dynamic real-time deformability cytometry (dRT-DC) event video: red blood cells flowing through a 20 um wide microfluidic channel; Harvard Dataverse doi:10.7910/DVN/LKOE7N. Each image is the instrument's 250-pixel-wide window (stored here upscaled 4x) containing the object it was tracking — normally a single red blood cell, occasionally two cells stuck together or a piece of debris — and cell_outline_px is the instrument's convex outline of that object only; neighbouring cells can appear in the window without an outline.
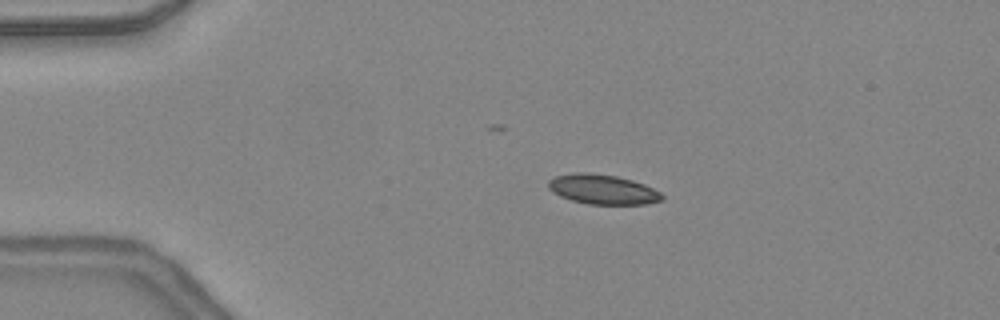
{"species": "common noctule bat (a hibernating species)", "species_latin": "Nyctalus noctula", "temperature_condition": "warm", "stored_images_in_passage": 29, "camera_frame_rate_fps": 3000, "um_per_image_px": 0.085, "animal": {"sex": "female", "body_mass_g": 24.6, "forearm_length_mm": 56.2}, "frame": {"image": 1, "passage_image": 1, "time_ms": 0.0, "image_size_px": [1000, 320], "cell_outline_px": [[664, 200], [644, 204], [588, 204], [572, 200], [560, 196], [552, 192], [548, 188], [548, 180], [556, 176], [576, 172], [588, 172], [616, 176], [632, 180], [644, 184], [660, 192], [664, 196]], "centroid_in_image_um": [51.22, 16.09], "position_along_channel_um": 33.8, "area_um2": 19.71}}
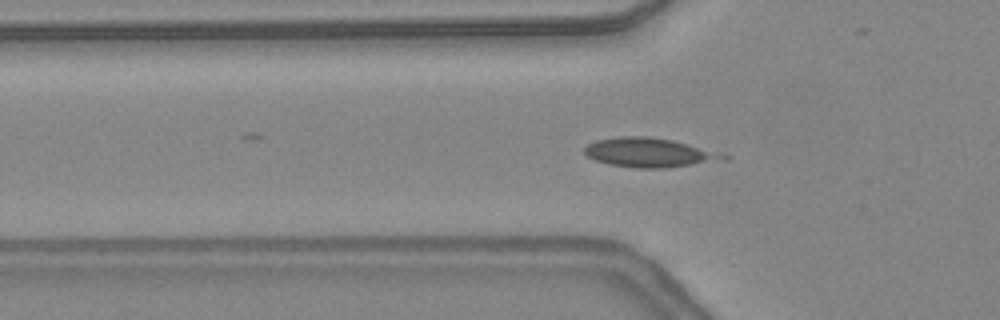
{"frame": {"image": 2, "passage_image": 7, "time_ms": 2.0, "image_size_px": [1000, 320], "cell_outline_px": [[732, 156], [728, 160], [664, 168], [636, 168], [608, 164], [596, 160], [588, 156], [584, 152], [584, 148], [588, 144], [596, 140], [620, 136], [648, 136], [672, 140], [688, 144]], "centroid_in_image_um": [55.22, 12.97], "position_along_channel_um": 70.6, "area_um2": 23.7}}
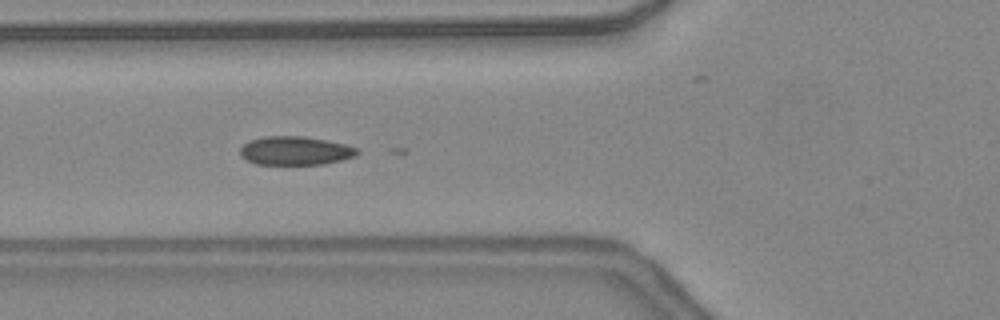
{"frame": {"image": 3, "passage_image": 9, "time_ms": 2.667, "image_size_px": [1000, 320], "cell_outline_px": [[360, 152], [356, 156], [324, 164], [256, 164], [240, 156], [240, 148], [248, 140], [264, 136], [304, 136], [344, 144], [356, 148]], "centroid_in_image_um": [25.07, 12.81], "position_along_channel_um": 100.7, "area_um2": 19.48}}